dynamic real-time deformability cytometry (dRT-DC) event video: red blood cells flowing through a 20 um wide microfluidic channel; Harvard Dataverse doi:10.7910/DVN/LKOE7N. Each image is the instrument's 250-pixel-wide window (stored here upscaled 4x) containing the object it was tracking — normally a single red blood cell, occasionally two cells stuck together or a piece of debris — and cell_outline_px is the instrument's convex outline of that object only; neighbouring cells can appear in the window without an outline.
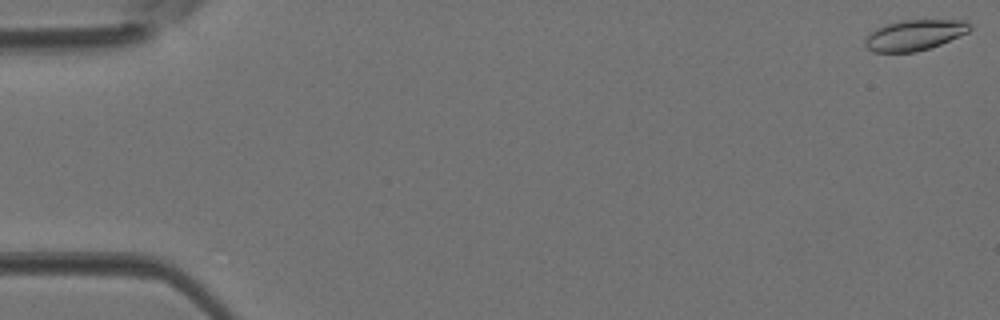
{"species": "Egyptian fruit bat (a non-hibernating species)", "species_latin": "Rousettus aegyptiacus", "temperature_condition": "room temperature", "stored_images_in_passage": 43, "camera_frame_rate_fps": 3000, "um_per_image_px": 0.085, "animal": {"sex": "female"}, "frame": {"image": 1, "passage_image": 1, "time_ms": 0.0, "image_size_px": [1000, 320], "cell_outline_px": [[972, 28], [968, 32], [940, 44], [916, 52], [872, 52], [864, 44], [864, 40], [876, 28], [888, 24], [904, 20], [968, 20], [972, 24]], "centroid_in_image_um": [77.77, 2.98], "position_along_channel_um": 7.2, "area_um2": 18.55}}
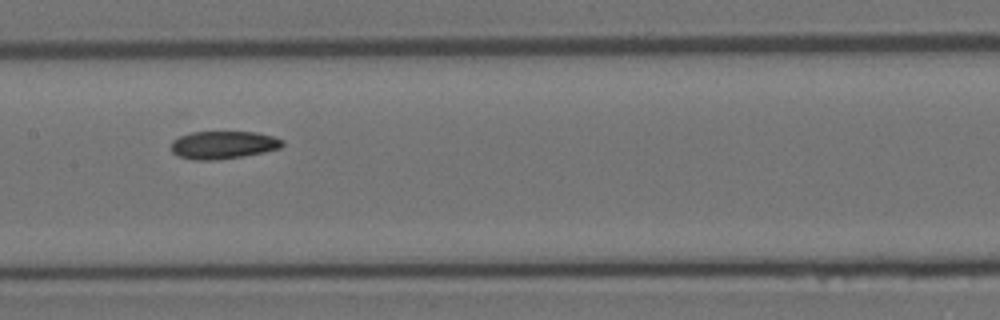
{"frame": {"image": 2, "passage_image": 22, "time_ms": 7.0, "image_size_px": [1000, 320], "cell_outline_px": [[284, 144], [280, 148], [264, 152], [216, 160], [196, 160], [176, 156], [172, 152], [172, 140], [180, 136], [192, 132], [256, 132], [272, 136], [284, 140]], "centroid_in_image_um": [18.96, 12.32], "position_along_channel_um": 188.4, "area_um2": 17.98}}
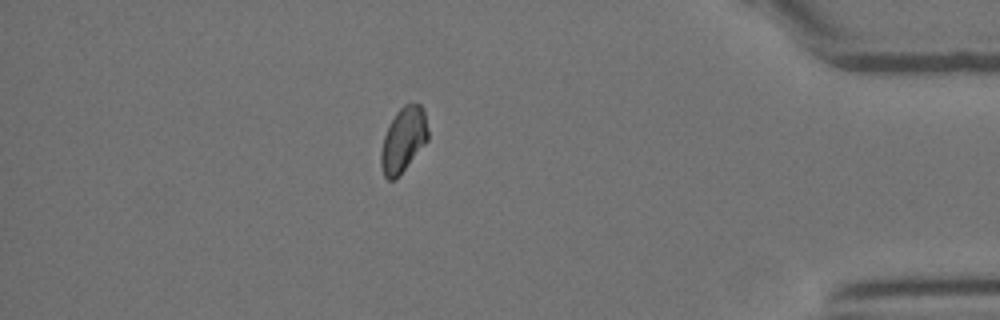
{"frame": {"image": 3, "passage_image": 38, "time_ms": 12.333, "image_size_px": [1000, 320], "cell_outline_px": [[428, 140], [404, 168], [392, 180], [388, 180], [384, 176], [380, 164], [380, 152], [384, 136], [396, 112], [404, 104], [420, 104], [424, 112], [428, 128]], "centroid_in_image_um": [34.27, 11.86], "position_along_channel_um": 400.9, "area_um2": 17.28}}